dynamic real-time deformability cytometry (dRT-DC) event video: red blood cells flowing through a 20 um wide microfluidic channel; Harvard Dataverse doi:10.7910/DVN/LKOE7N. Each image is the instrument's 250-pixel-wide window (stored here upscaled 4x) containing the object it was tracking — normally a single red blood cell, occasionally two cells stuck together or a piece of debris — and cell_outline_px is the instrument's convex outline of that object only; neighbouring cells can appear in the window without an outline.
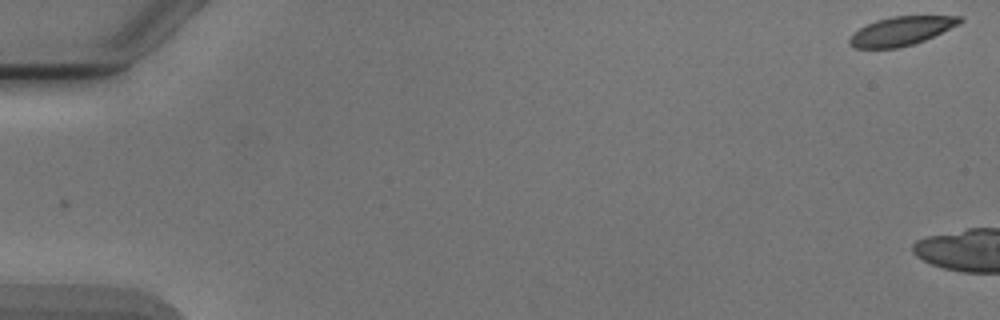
{"species": "Egyptian fruit bat (a non-hibernating species)", "species_latin": "Rousettus aegyptiacus", "temperature_condition": "cold", "stored_images_in_passage": 5, "camera_frame_rate_fps": 3000, "um_per_image_px": 0.085, "animal": {"sex": "male"}, "frame": {"image": 1, "passage_image": 5, "time_ms": 4.667, "image_size_px": [1000, 320], "cell_outline_px": [[964, 20], [960, 24], [924, 40], [912, 44], [896, 48], [856, 48], [848, 40], [860, 28], [876, 20], [892, 16], [960, 16]], "centroid_in_image_um": [76.65, 2.62], "position_along_channel_um": 8.4, "area_um2": 18.15}}